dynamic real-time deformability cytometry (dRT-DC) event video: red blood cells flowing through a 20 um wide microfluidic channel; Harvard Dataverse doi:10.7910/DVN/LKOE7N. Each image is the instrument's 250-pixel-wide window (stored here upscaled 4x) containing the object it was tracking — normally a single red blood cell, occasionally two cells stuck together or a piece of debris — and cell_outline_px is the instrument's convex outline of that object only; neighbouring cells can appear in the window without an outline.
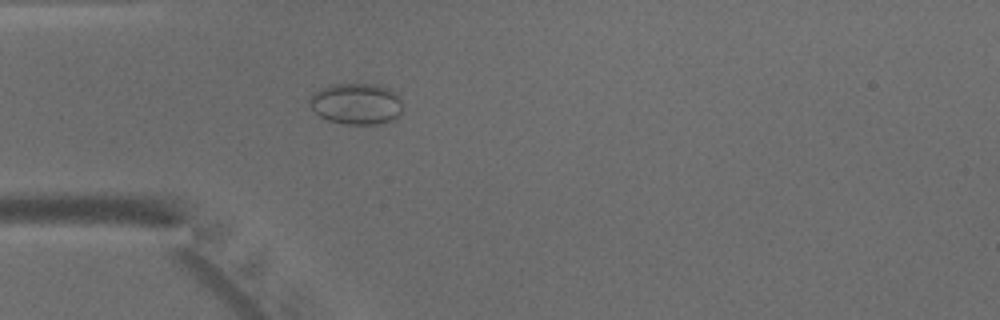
{"species": "common noctule bat (a hibernating species)", "species_latin": "Nyctalus noctula", "temperature_condition": "warm", "stored_images_in_passage": 47, "camera_frame_rate_fps": 3000, "um_per_image_px": 0.085, "animal": {"sex": "male", "body_mass_g": 15.6}, "frame": {"image": 1, "passage_image": 14, "time_ms": 4.333, "image_size_px": [1000, 320], "cell_outline_px": [[400, 112], [396, 120], [380, 124], [344, 124], [328, 120], [320, 116], [308, 104], [308, 100], [320, 88], [336, 84], [376, 84], [388, 88], [396, 92], [400, 96]], "centroid_in_image_um": [30.31, 8.83], "position_along_channel_um": 54.7, "area_um2": 22.43}}
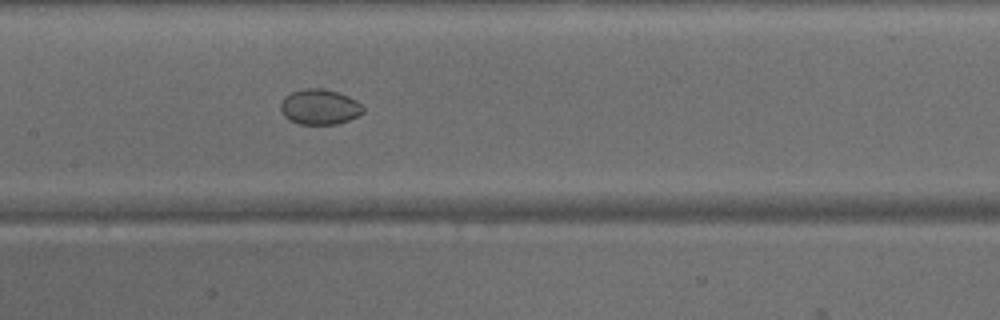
{"frame": {"image": 2, "passage_image": 23, "time_ms": 7.333, "image_size_px": [1000, 320], "cell_outline_px": [[364, 112], [348, 120], [336, 124], [300, 124], [288, 120], [284, 116], [280, 108], [280, 104], [284, 96], [292, 92], [304, 88], [324, 88], [348, 96], [356, 100], [364, 108]], "centroid_in_image_um": [27.14, 9.08], "position_along_channel_um": 180.3, "area_um2": 16.99}}
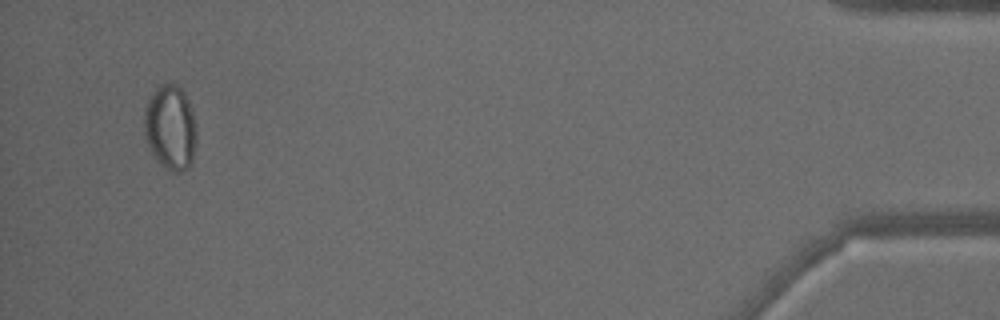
{"frame": {"image": 3, "passage_image": 45, "time_ms": 14.667, "image_size_px": [1000, 320], "cell_outline_px": [[196, 144], [192, 160], [188, 168], [180, 172], [172, 172], [164, 168], [156, 160], [144, 136], [144, 108], [152, 92], [164, 80], [176, 80], [184, 92], [188, 100], [196, 124]], "centroid_in_image_um": [14.48, 10.78], "position_along_channel_um": 420.7, "area_um2": 26.65}}